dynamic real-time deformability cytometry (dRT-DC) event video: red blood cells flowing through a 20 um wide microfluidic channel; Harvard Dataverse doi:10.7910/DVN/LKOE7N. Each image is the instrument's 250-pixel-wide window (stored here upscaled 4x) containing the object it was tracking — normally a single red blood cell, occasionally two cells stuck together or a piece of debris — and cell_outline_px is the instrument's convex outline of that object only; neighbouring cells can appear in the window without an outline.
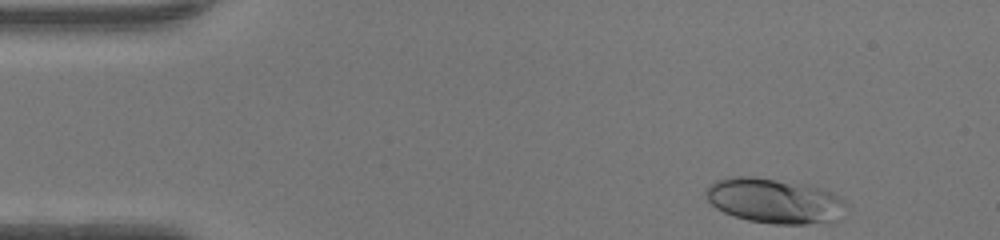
{"species": "human", "species_latin": "Homo sapiens", "temperature_condition": "warm", "stored_images_in_passage": 43, "camera_frame_rate_fps": 3000, "um_per_image_px": 0.085, "donor": {"sex": "female"}, "frame": {"image": 1, "passage_image": 1, "time_ms": 0.0, "image_size_px": [1000, 240], "cell_outline_px": [[844, 204], [832, 224], [772, 224], [748, 220], [724, 212], [716, 208], [708, 200], [704, 192], [716, 180], [732, 176], [756, 176], [808, 184], [824, 188], [840, 196], [844, 200]], "centroid_in_image_um": [65.83, 17.06], "position_along_channel_um": 19.2, "area_um2": 36.93}}
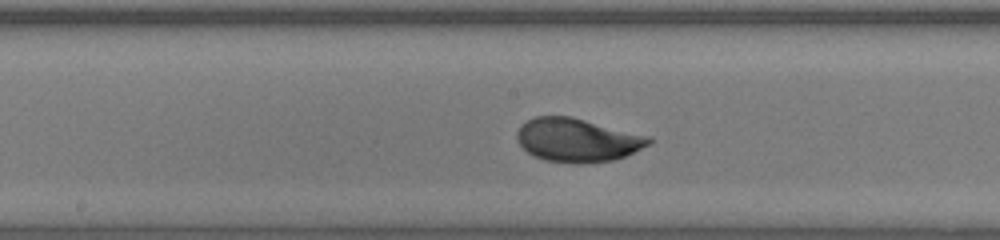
{"frame": {"image": 2, "passage_image": 20, "time_ms": 6.333, "image_size_px": [1000, 240], "cell_outline_px": [[652, 140], [648, 144], [624, 156], [612, 160], [580, 164], [576, 164], [544, 160], [528, 152], [516, 140], [516, 132], [520, 124], [536, 116], [572, 116], [652, 136]], "centroid_in_image_um": [49.06, 11.89], "position_along_channel_um": 199.1, "area_um2": 33.58}}
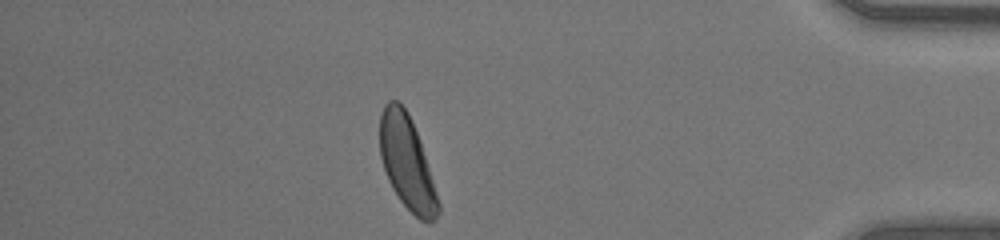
{"frame": {"image": 3, "passage_image": 37, "time_ms": 12.0, "image_size_px": [1000, 240], "cell_outline_px": [[440, 212], [436, 220], [428, 224], [420, 220], [400, 200], [392, 188], [388, 180], [380, 156], [380, 116], [384, 104], [388, 100], [396, 100], [408, 112], [420, 140], [440, 204]], "centroid_in_image_um": [34.59, 13.85], "position_along_channel_um": 400.6, "area_um2": 31.62}, "authors_computed_cell_mechanics": {"area_um2": 32.8304, "velocity_mm_per_s": 4.3151, "shape_relaxation_time_tau1_ms": 2.2574, "shape_relaxation_time_tau2_ms": null, "deformation_change_tau1": 0.137, "deformation_change_tau2": null}}